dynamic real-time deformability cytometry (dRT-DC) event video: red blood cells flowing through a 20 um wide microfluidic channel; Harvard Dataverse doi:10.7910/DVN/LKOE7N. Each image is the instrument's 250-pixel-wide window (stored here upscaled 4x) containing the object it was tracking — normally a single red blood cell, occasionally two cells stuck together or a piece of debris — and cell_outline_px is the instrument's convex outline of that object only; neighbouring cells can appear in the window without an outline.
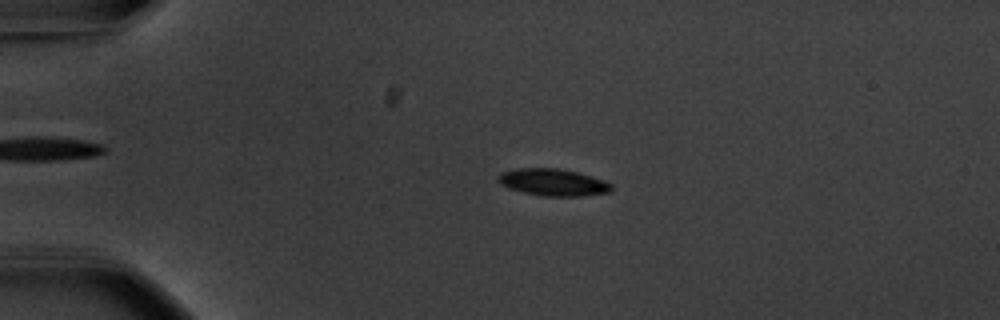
{"species": "common noctule bat (a hibernating species)", "species_latin": "Nyctalus noctula", "temperature_condition": "warm", "stored_images_in_passage": 43, "camera_frame_rate_fps": 3000, "um_per_image_px": 0.085, "animal": {"sex": "male", "body_mass_g": 20.1, "forearm_length_mm": 53.5}, "frame": {"image": 1, "passage_image": 1, "time_ms": 0.0, "image_size_px": [1000, 320], "cell_outline_px": [[612, 192], [580, 196], [544, 196], [524, 192], [508, 188], [500, 184], [496, 180], [500, 172], [516, 168], [560, 168], [592, 176], [612, 184]], "centroid_in_image_um": [46.98, 15.49], "position_along_channel_um": 38.0, "area_um2": 17.92}}
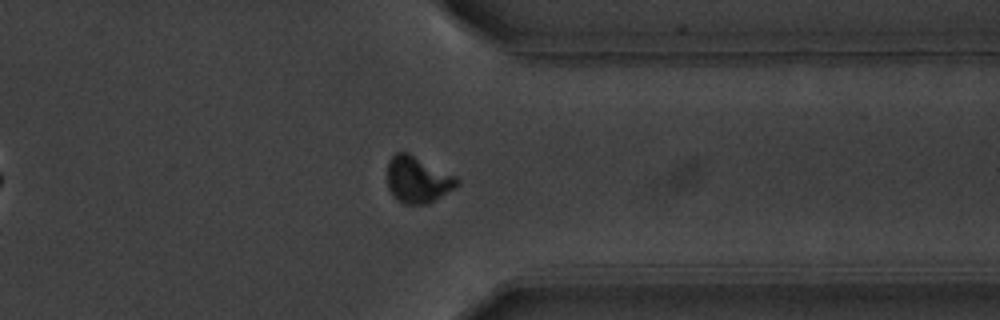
{"frame": {"image": 2, "passage_image": 32, "time_ms": 10.333, "image_size_px": [1000, 320], "cell_outline_px": [[460, 184], [456, 188], [428, 204], [404, 204], [396, 200], [388, 188], [388, 160], [396, 152], [408, 152], [456, 176], [460, 180]], "centroid_in_image_um": [35.52, 15.28], "position_along_channel_um": 375.9, "area_um2": 19.07}}
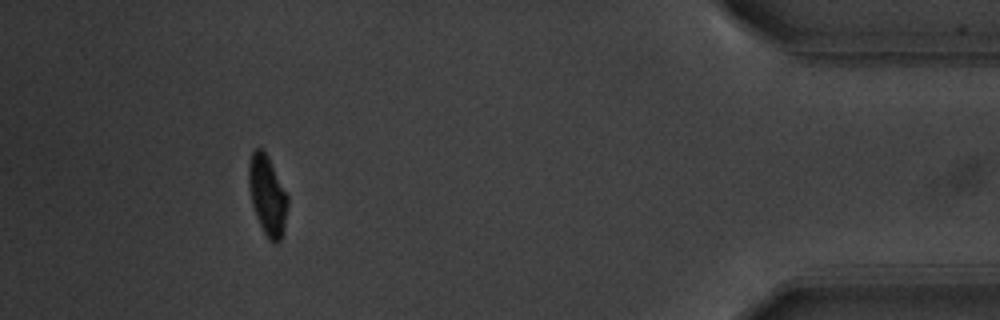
{"frame": {"image": 3, "passage_image": 39, "time_ms": 12.667, "image_size_px": [1000, 320], "cell_outline_px": [[288, 204], [284, 232], [280, 240], [276, 244], [272, 244], [268, 240], [260, 224], [252, 204], [248, 184], [248, 168], [252, 152], [256, 148], [260, 148], [264, 152], [288, 196]], "centroid_in_image_um": [22.73, 16.68], "position_along_channel_um": 412.5, "area_um2": 17.8}, "authors_computed_cell_mechanics": {"area_um2": 18.0336, "velocity_mm_per_s": 3.7053, "shape_relaxation_time_tau1_ms": 2.6473, "shape_relaxation_time_tau2_ms": 1.7241, "deformation_change_tau1": 0.1526, "deformation_change_tau2": 0.0595}}